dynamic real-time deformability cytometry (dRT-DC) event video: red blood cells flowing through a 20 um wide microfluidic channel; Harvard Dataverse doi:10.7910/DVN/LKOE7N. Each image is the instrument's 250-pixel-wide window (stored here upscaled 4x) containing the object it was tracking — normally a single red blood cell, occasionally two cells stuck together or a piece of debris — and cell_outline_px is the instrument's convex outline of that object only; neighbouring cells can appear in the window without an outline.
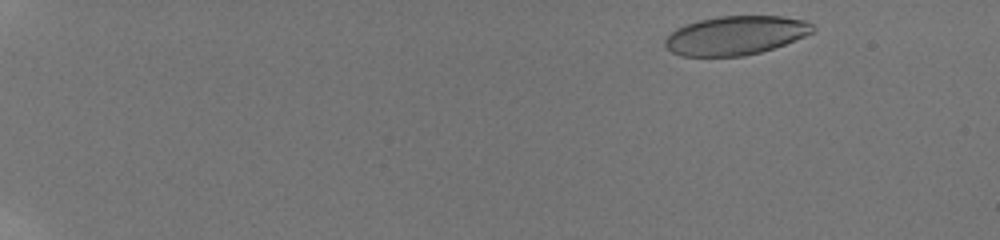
{"species": "human", "species_latin": "Homo sapiens", "temperature_condition": "room temperature", "stored_images_in_passage": 46, "camera_frame_rate_fps": 3000, "um_per_image_px": 0.085, "donor": {"sex": "male"}, "frame": {"image": 1, "passage_image": 3, "time_ms": 0.667, "image_size_px": [1000, 240], "cell_outline_px": [[816, 28], [812, 32], [804, 36], [784, 44], [760, 52], [744, 56], [680, 56], [672, 52], [664, 44], [664, 40], [676, 28], [684, 24], [700, 20], [720, 16], [780, 16], [808, 20]], "centroid_in_image_um": [62.53, 3.0], "position_along_channel_um": 22.5, "area_um2": 33.41}}
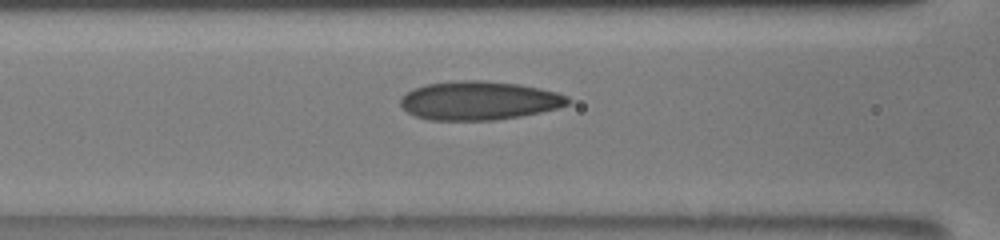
{"frame": {"image": 2, "passage_image": 20, "time_ms": 7.667, "image_size_px": [1000, 240], "cell_outline_px": [[572, 100], [568, 104], [560, 108], [520, 116], [496, 120], [428, 120], [416, 116], [408, 112], [400, 104], [400, 100], [412, 88], [424, 84], [460, 80], [480, 80], [520, 84], [540, 88], [556, 92], [568, 96]], "centroid_in_image_um": [40.74, 8.55], "position_along_channel_um": 125.9, "area_um2": 37.92}}
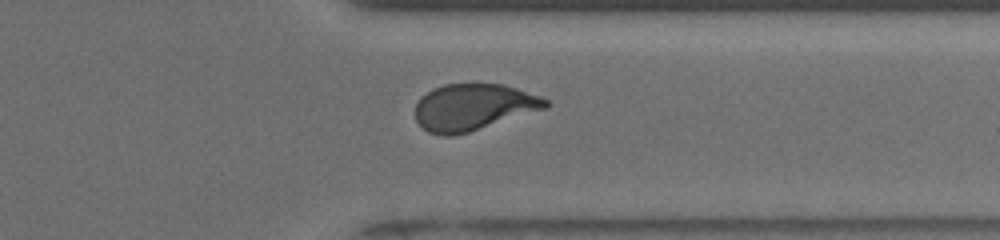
{"frame": {"image": 3, "passage_image": 41, "time_ms": 14.0, "image_size_px": [1000, 240], "cell_outline_px": [[548, 108], [468, 132], [452, 136], [444, 136], [428, 132], [416, 120], [416, 104], [420, 96], [432, 88], [444, 84], [504, 84], [540, 96], [548, 100]], "centroid_in_image_um": [40.23, 9.1], "position_along_channel_um": 371.2, "area_um2": 35.32}}